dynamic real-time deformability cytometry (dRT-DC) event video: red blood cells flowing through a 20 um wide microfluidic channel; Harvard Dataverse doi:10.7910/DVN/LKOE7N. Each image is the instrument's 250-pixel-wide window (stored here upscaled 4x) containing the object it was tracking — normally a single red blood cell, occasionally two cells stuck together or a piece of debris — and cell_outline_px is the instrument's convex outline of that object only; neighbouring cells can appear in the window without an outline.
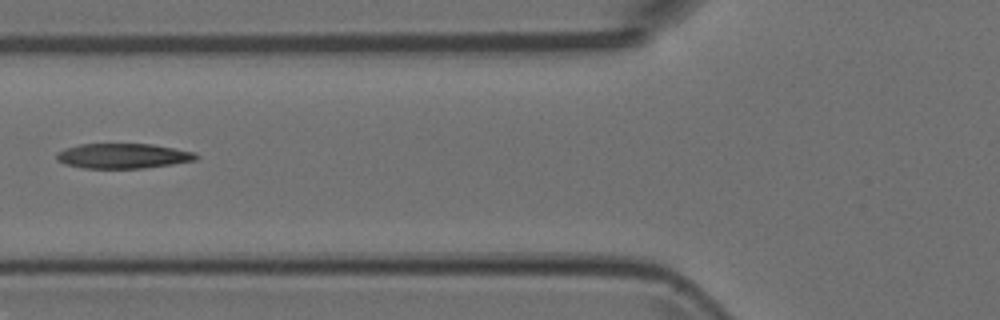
{"species": "Egyptian fruit bat (a non-hibernating species)", "species_latin": "Rousettus aegyptiacus", "temperature_condition": "room temperature", "stored_images_in_passage": 6, "camera_frame_rate_fps": 3000, "um_per_image_px": 0.085, "animal": {"sex": "female"}, "frame": {"image": 1, "passage_image": 5, "time_ms": 1.333, "image_size_px": [1000, 320], "cell_outline_px": [[200, 156], [196, 160], [172, 164], [144, 168], [84, 168], [64, 164], [56, 160], [56, 152], [64, 148], [80, 144], [152, 144], [176, 148], [196, 152]], "centroid_in_image_um": [10.46, 13.25], "position_along_channel_um": 115.3, "area_um2": 20.52}}
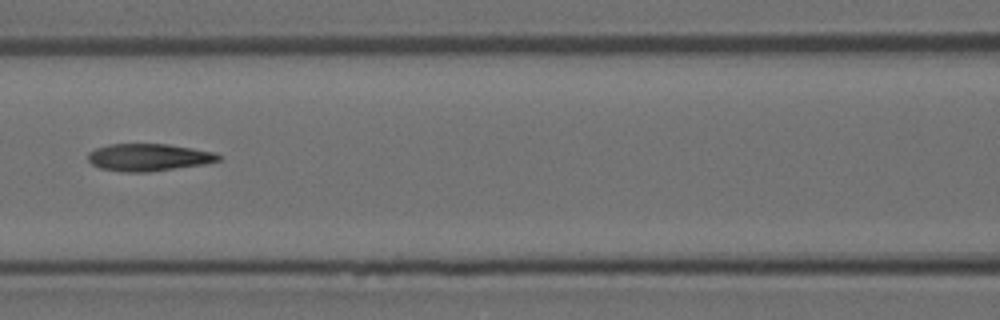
{"frame": {"image": 2, "passage_image": 6, "time_ms": 1.667, "image_size_px": [1000, 320], "cell_outline_px": [[220, 160], [204, 164], [148, 172], [120, 172], [100, 168], [92, 164], [88, 160], [88, 152], [96, 148], [108, 144], [168, 144], [216, 152], [220, 156]], "centroid_in_image_um": [12.61, 13.37], "position_along_channel_um": 154.0, "area_um2": 20.81}}